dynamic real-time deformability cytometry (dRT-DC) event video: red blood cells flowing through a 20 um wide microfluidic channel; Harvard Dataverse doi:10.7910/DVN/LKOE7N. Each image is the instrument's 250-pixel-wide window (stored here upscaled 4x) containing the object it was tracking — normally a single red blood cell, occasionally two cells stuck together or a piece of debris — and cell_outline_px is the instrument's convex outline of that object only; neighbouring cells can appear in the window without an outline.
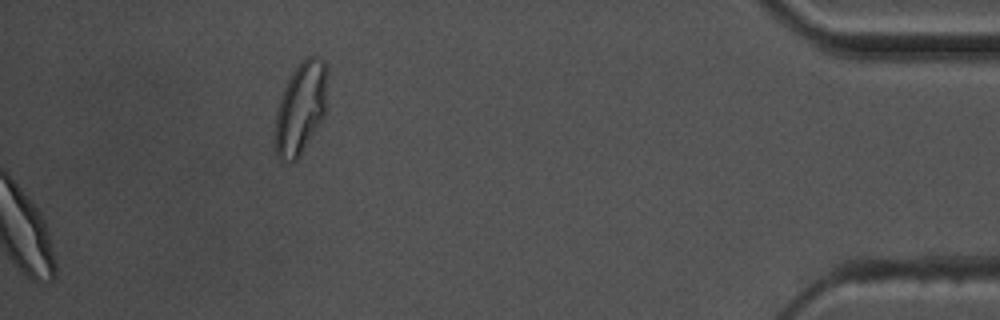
{"species": "common noctule bat (a hibernating species)", "species_latin": "Nyctalus noctula", "temperature_condition": "warm", "stored_images_in_passage": 39, "camera_frame_rate_fps": 3000, "um_per_image_px": 0.085, "animal": {"sex": "male", "body_mass_g": 17.5, "forearm_length_mm": 52.3}, "frame": {"image": 1, "passage_image": 39, "time_ms": 12.667, "image_size_px": [1000, 320], "cell_outline_px": [[328, 72], [324, 116], [300, 156], [292, 164], [280, 160], [276, 156], [276, 112], [284, 88], [292, 72], [300, 60], [304, 56], [316, 56], [324, 60], [328, 68]], "centroid_in_image_um": [25.58, 9.16], "position_along_channel_um": 409.6, "area_um2": 28.21}, "authors_computed_cell_mechanics": {"area_um2": 19.2474, "velocity_mm_per_s": 3.5747, "shape_relaxation_time_tau1_ms": 6.983, "shape_relaxation_time_tau2_ms": 1.8443, "deformation_change_tau1": 0.2, "deformation_change_tau2": 0.0516}}